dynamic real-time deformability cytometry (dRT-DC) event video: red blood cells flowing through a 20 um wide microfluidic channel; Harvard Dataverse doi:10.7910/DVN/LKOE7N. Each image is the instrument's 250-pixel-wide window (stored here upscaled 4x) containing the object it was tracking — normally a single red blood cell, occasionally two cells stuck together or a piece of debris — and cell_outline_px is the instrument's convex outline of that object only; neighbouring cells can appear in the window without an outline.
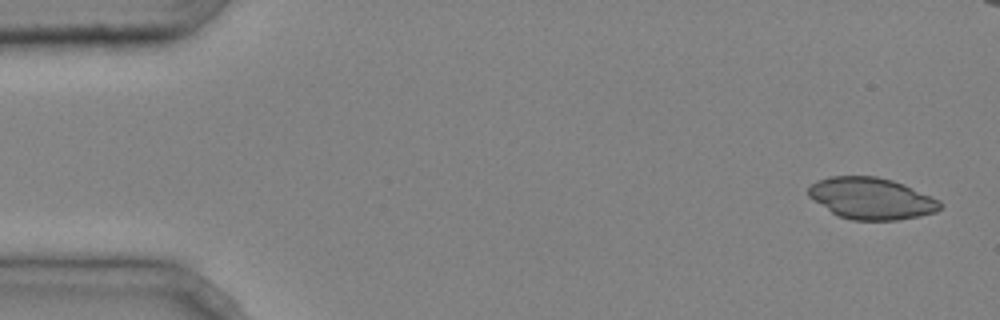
{"species": "common noctule bat (a hibernating species)", "species_latin": "Nyctalus noctula", "temperature_condition": "cold", "stored_images_in_passage": 3, "camera_frame_rate_fps": 3000, "um_per_image_px": 0.085, "animal": {"sex": "male", "body_mass_g": 20.4}, "frame": {"image": 1, "passage_image": 1, "time_ms": 0.0, "image_size_px": [1000, 320], "cell_outline_px": [[944, 204], [936, 212], [920, 216], [896, 220], [852, 220], [836, 216], [808, 196], [808, 188], [816, 180], [828, 176], [876, 176], [892, 180], [904, 184], [940, 200]], "centroid_in_image_um": [74.06, 16.87], "position_along_channel_um": 10.9, "area_um2": 32.14}}